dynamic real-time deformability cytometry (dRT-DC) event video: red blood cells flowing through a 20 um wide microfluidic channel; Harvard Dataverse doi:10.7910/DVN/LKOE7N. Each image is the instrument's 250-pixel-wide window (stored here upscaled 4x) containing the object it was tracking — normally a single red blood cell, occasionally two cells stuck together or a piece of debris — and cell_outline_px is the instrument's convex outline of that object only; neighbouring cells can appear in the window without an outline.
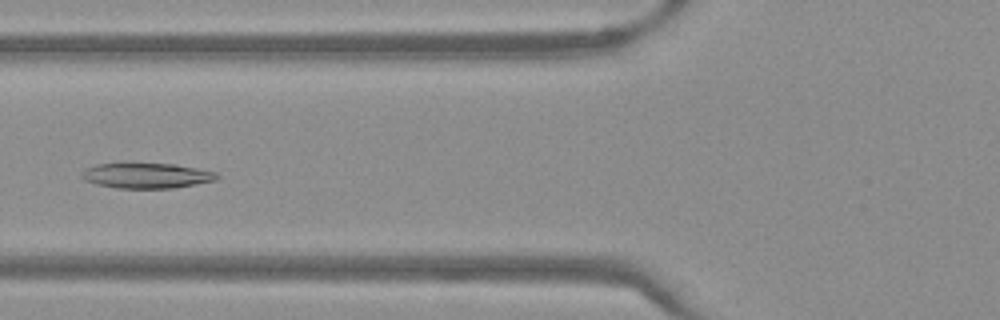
{"species": "Egyptian fruit bat (a non-hibernating species)", "species_latin": "Rousettus aegyptiacus", "temperature_condition": "warm", "stored_images_in_passage": 50, "camera_frame_rate_fps": 3000, "um_per_image_px": 0.085, "frame": {"image": 1, "passage_image": 20, "time_ms": 6.333, "image_size_px": [1000, 320], "cell_outline_px": [[220, 176], [216, 180], [196, 184], [172, 188], [116, 188], [96, 184], [84, 180], [80, 176], [80, 172], [84, 168], [96, 164], [176, 164], [216, 172]], "centroid_in_image_um": [12.43, 14.93], "position_along_channel_um": 113.4, "area_um2": 19.88}}
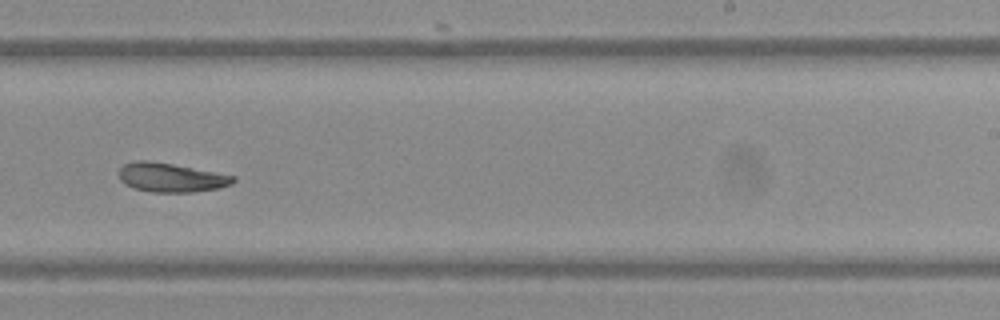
{"frame": {"image": 2, "passage_image": 32, "time_ms": 10.333, "image_size_px": [1000, 320], "cell_outline_px": [[236, 180], [232, 184], [220, 188], [192, 192], [152, 192], [132, 188], [124, 184], [120, 180], [120, 168], [124, 164], [132, 160], [148, 160], [172, 164], [236, 176]], "centroid_in_image_um": [14.52, 15.09], "position_along_channel_um": 274.5, "area_um2": 19.42}}
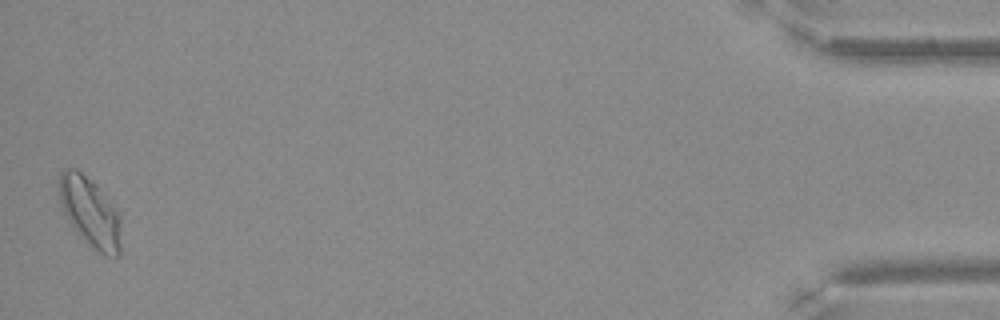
{"frame": {"image": 3, "passage_image": 50, "time_ms": 16.333, "image_size_px": [1000, 320], "cell_outline_px": [[120, 256], [104, 256], [92, 248], [80, 236], [68, 220], [64, 212], [60, 200], [60, 172], [64, 168], [76, 168], [96, 184], [120, 216]], "centroid_in_image_um": [7.66, 18.05], "position_along_channel_um": 427.5, "area_um2": 24.8}}